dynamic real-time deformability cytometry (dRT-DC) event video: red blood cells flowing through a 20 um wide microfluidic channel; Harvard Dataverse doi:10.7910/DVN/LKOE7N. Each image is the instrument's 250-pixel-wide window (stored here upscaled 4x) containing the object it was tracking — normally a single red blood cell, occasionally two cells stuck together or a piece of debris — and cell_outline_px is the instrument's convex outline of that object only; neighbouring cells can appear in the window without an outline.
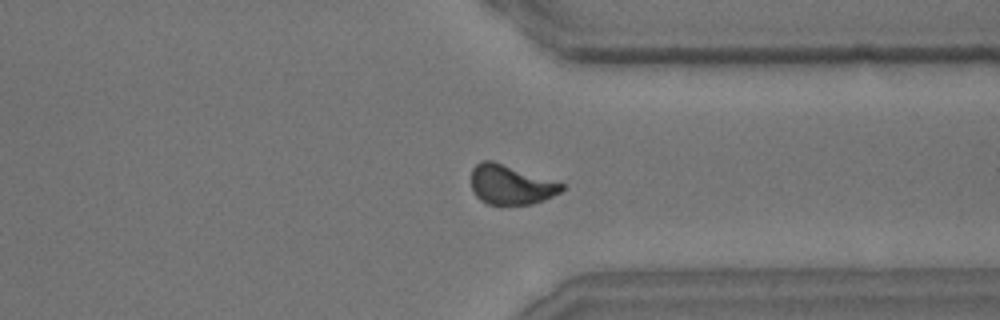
{"species": "common noctule bat (a hibernating species)", "species_latin": "Nyctalus noctula", "temperature_condition": "room temperature", "stored_images_in_passage": 36, "camera_frame_rate_fps": 3000, "um_per_image_px": 0.085, "animal": {"sex": "male", "body_mass_g": 15.6}, "frame": {"image": 1, "passage_image": 26, "time_ms": 8.333, "image_size_px": [1000, 320], "cell_outline_px": [[564, 188], [560, 192], [544, 200], [532, 204], [500, 208], [488, 204], [480, 200], [476, 196], [472, 188], [472, 168], [480, 160], [492, 160], [564, 184]], "centroid_in_image_um": [43.38, 15.75], "position_along_channel_um": 368.0, "area_um2": 21.27}, "authors_computed_cell_mechanics": {"area_um2": 21.3282, "velocity_mm_per_s": 3.6511, "shape_relaxation_time_tau1_ms": 6.7762, "shape_relaxation_time_tau2_ms": 2.1532, "deformation_change_tau1": 0.1347, "deformation_change_tau2": 0.08}}